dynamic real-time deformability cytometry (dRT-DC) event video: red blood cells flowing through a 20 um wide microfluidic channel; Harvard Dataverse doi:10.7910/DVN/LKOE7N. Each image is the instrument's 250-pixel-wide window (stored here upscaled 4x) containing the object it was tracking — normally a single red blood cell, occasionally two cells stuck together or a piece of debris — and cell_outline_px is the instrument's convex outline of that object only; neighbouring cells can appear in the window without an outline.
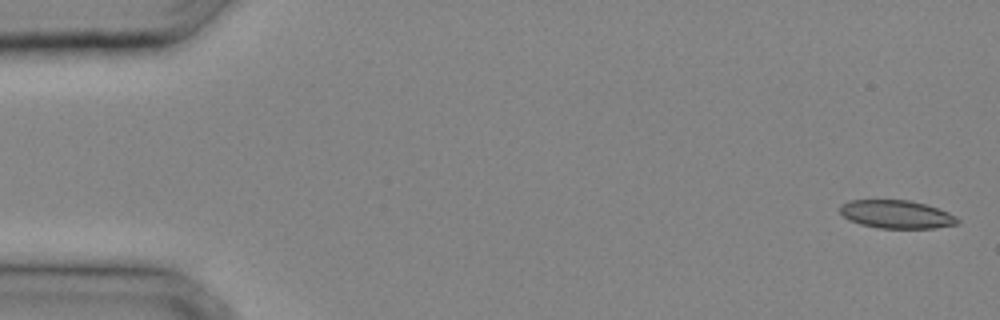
{"species": "common noctule bat (a hibernating species)", "species_latin": "Nyctalus noctula", "temperature_condition": "cold", "stored_images_in_passage": 31, "camera_frame_rate_fps": 3000, "um_per_image_px": 0.085, "animal": {"sex": "male", "body_mass_g": 20.4}, "frame": {"image": 1, "passage_image": 1, "time_ms": 0.0, "image_size_px": [1000, 320], "cell_outline_px": [[960, 220], [956, 224], [936, 228], [880, 228], [860, 224], [848, 220], [840, 212], [840, 204], [852, 200], [908, 200], [924, 204], [948, 212], [956, 216]], "centroid_in_image_um": [76.19, 18.22], "position_along_channel_um": 8.8, "area_um2": 19.19}}
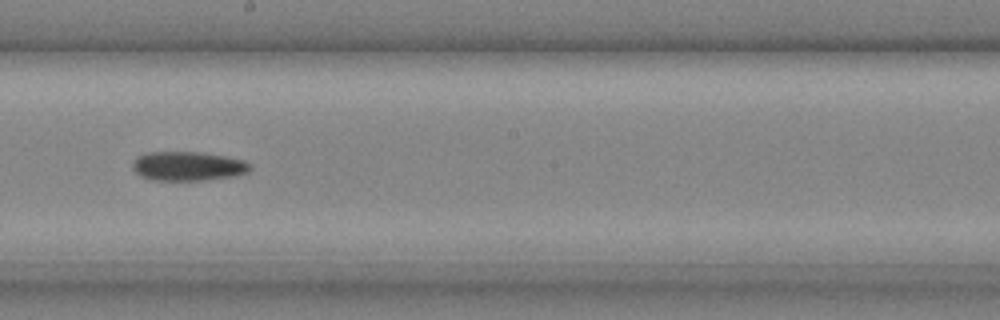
{"frame": {"image": 2, "passage_image": 18, "time_ms": 5.667, "image_size_px": [1000, 320], "cell_outline_px": [[252, 168], [248, 172], [232, 176], [200, 180], [152, 180], [140, 176], [132, 168], [132, 164], [136, 156], [148, 152], [204, 152], [228, 156], [244, 160], [252, 164]], "centroid_in_image_um": [15.98, 14.11], "position_along_channel_um": 232.2, "area_um2": 20.17}}
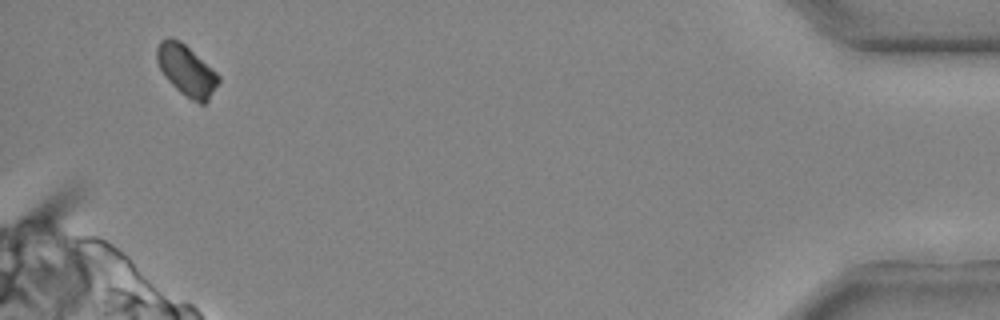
{"frame": {"image": 3, "passage_image": 30, "time_ms": 9.667, "image_size_px": [1000, 320], "cell_outline_px": [[220, 80], [208, 100], [204, 104], [200, 104], [192, 100], [180, 92], [164, 76], [156, 60], [156, 48], [160, 40], [168, 36], [172, 36], [180, 40], [212, 68], [220, 76]], "centroid_in_image_um": [15.83, 5.95], "position_along_channel_um": 419.4, "area_um2": 18.26}}